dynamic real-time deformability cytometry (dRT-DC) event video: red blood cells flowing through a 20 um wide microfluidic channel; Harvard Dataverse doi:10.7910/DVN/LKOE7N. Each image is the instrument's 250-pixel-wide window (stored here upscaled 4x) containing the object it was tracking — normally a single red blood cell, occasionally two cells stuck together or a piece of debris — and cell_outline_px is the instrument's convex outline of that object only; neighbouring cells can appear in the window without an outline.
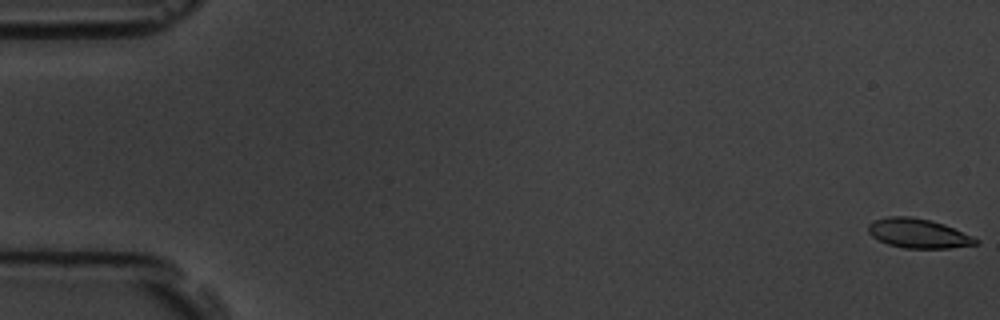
{"species": "common noctule bat (a hibernating species)", "species_latin": "Nyctalus noctula", "temperature_condition": "room temperature", "stored_images_in_passage": 12, "camera_frame_rate_fps": 3000, "um_per_image_px": 0.085, "animal": {"sex": "male", "body_mass_g": 19.5, "forearm_length_mm": 54.6}, "frame": {"image": 1, "passage_image": 1, "time_ms": 0.0, "image_size_px": [1000, 320], "cell_outline_px": [[980, 244], [948, 248], [904, 248], [888, 244], [872, 236], [868, 232], [868, 224], [876, 220], [888, 216], [912, 216], [944, 224], [972, 236], [980, 240]], "centroid_in_image_um": [78.07, 19.84], "position_along_channel_um": 6.9, "area_um2": 18.32}}